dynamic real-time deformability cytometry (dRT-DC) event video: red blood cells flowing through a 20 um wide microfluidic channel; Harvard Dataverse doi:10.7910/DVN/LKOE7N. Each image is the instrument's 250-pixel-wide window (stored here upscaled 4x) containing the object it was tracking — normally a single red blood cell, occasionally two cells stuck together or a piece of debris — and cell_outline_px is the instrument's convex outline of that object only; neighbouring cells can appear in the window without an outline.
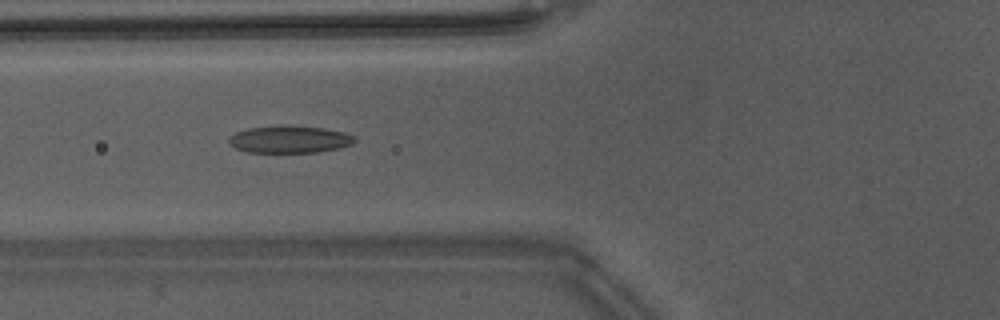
{"species": "Egyptian fruit bat (a non-hibernating species)", "species_latin": "Rousettus aegyptiacus", "temperature_condition": "warm", "stored_images_in_passage": 51, "camera_frame_rate_fps": 3000, "um_per_image_px": 0.085, "animal": {"sex": "male"}, "frame": {"image": 1, "passage_image": 22, "time_ms": 7.0, "image_size_px": [1000, 320], "cell_outline_px": [[356, 140], [352, 144], [340, 148], [316, 152], [248, 152], [236, 148], [228, 144], [228, 136], [236, 132], [248, 128], [280, 124], [324, 128], [344, 132], [356, 136]], "centroid_in_image_um": [24.6, 11.83], "position_along_channel_um": 101.2, "area_um2": 20.29}}
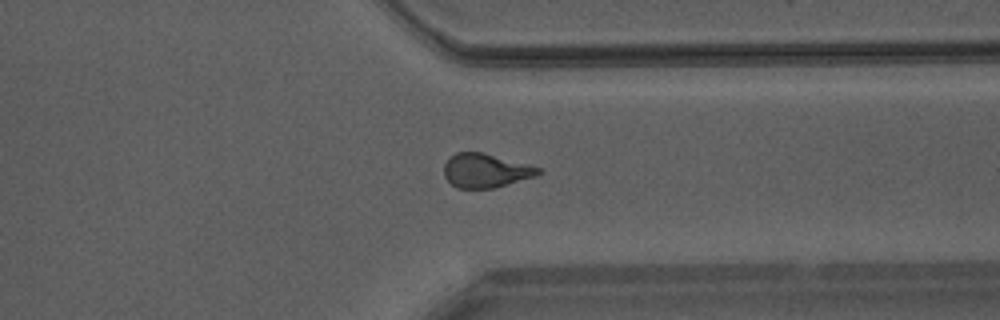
{"frame": {"image": 2, "passage_image": 41, "time_ms": 13.333, "image_size_px": [1000, 320], "cell_outline_px": [[544, 172], [536, 176], [492, 188], [456, 188], [444, 176], [444, 164], [456, 152], [484, 152], [540, 168]], "centroid_in_image_um": [41.28, 14.5], "position_along_channel_um": 370.1, "area_um2": 18.5}}
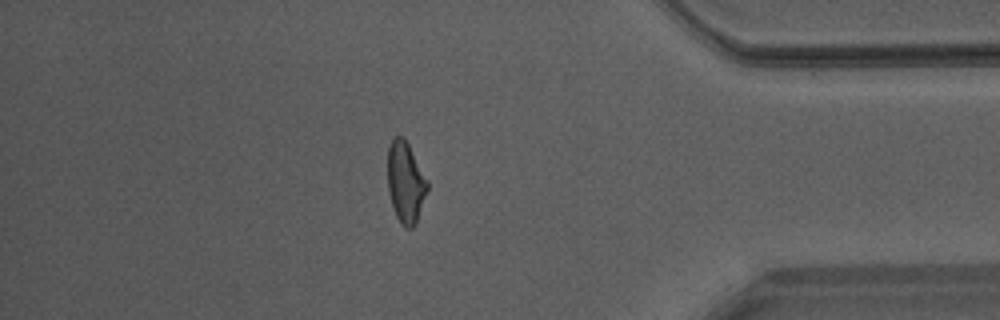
{"frame": {"image": 3, "passage_image": 45, "time_ms": 14.667, "image_size_px": [1000, 320], "cell_outline_px": [[428, 188], [416, 224], [412, 228], [408, 228], [400, 224], [396, 216], [392, 204], [388, 188], [388, 148], [392, 140], [396, 136], [404, 136], [428, 180]], "centroid_in_image_um": [34.48, 15.5], "position_along_channel_um": 400.7, "area_um2": 18.73}, "authors_computed_cell_mechanics": {"area_um2": 19.2474, "velocity_mm_per_s": 4.2481, "shape_relaxation_time_tau1_ms": null, "shape_relaxation_time_tau2_ms": 1.4504, "deformation_change_tau1": null, "deformation_change_tau2": 0.092}}